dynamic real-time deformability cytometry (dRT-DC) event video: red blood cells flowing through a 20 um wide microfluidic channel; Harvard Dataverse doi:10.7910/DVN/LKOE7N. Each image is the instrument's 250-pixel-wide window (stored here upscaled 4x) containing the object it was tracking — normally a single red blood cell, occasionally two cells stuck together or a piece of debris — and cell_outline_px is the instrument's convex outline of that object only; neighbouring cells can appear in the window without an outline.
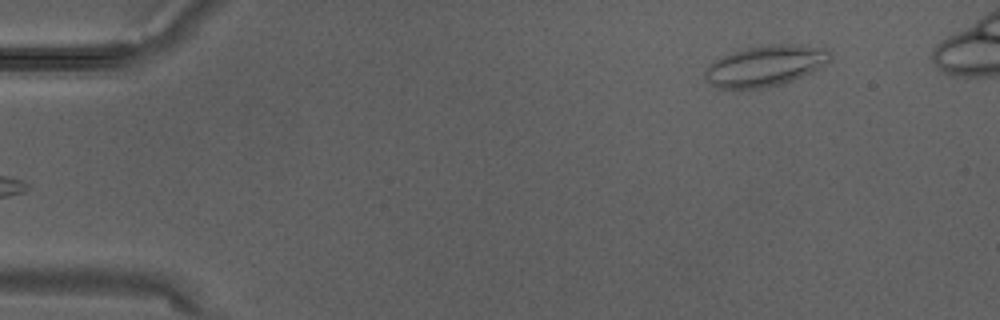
{"species": "Egyptian fruit bat (a non-hibernating species)", "species_latin": "Rousettus aegyptiacus", "temperature_condition": "warm", "stored_images_in_passage": 3, "camera_frame_rate_fps": 3000, "um_per_image_px": 0.085, "animal": {"sex": "male"}, "frame": {"image": 1, "passage_image": 3, "time_ms": 0.667, "image_size_px": [1000, 320], "cell_outline_px": [[832, 60], [820, 68], [812, 72], [792, 80], [780, 84], [760, 88], [716, 88], [704, 76], [704, 72], [716, 60], [732, 52], [748, 48], [768, 44], [796, 44], [828, 48], [832, 56]], "centroid_in_image_um": [65.13, 5.58], "position_along_channel_um": 19.9, "area_um2": 29.54}}